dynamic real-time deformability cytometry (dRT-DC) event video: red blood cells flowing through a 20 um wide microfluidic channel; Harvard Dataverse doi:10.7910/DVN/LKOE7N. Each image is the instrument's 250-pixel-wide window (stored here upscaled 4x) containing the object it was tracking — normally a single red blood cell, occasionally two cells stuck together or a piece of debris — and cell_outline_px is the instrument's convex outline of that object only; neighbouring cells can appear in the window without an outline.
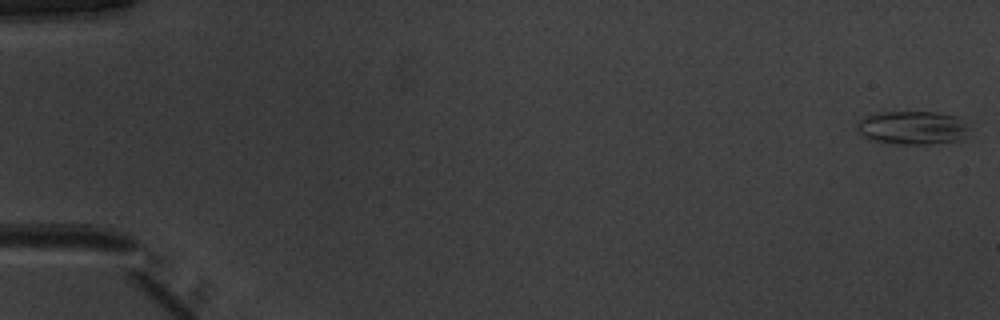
{"species": "common noctule bat (a hibernating species)", "species_latin": "Nyctalus noctula", "temperature_condition": "warm", "stored_images_in_passage": 16, "camera_frame_rate_fps": 3000, "um_per_image_px": 0.085, "animal": {"sex": "male", "body_mass_g": 20.1, "forearm_length_mm": 53.5}, "frame": {"image": 1, "passage_image": 1, "time_ms": 0.0, "image_size_px": [1000, 320], "cell_outline_px": [[972, 128], [960, 140], [936, 144], [892, 144], [868, 140], [856, 132], [856, 128], [860, 120], [864, 116], [876, 112], [936, 112], [956, 116]], "centroid_in_image_um": [77.53, 10.87], "position_along_channel_um": 7.5, "area_um2": 22.43}}
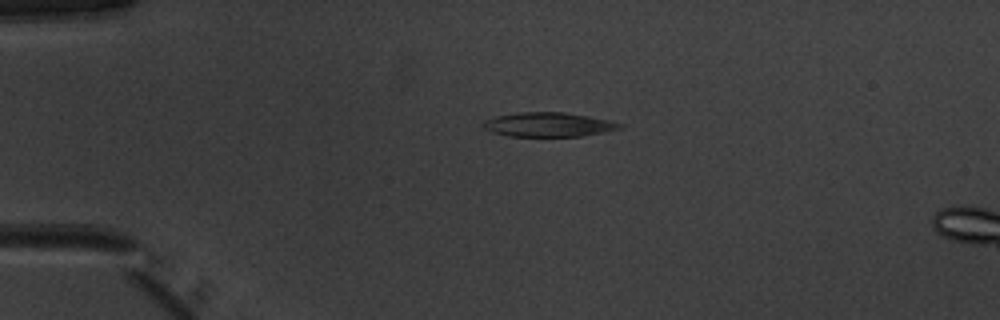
{"frame": {"image": 2, "passage_image": 13, "time_ms": 4.0, "image_size_px": [1000, 320], "cell_outline_px": [[624, 128], [580, 136], [508, 136], [492, 132], [484, 128], [480, 124], [484, 120], [496, 116], [520, 112], [564, 112], [588, 116], [608, 120], [624, 124]], "centroid_in_image_um": [46.6, 10.59], "position_along_channel_um": 38.4, "area_um2": 19.31}}